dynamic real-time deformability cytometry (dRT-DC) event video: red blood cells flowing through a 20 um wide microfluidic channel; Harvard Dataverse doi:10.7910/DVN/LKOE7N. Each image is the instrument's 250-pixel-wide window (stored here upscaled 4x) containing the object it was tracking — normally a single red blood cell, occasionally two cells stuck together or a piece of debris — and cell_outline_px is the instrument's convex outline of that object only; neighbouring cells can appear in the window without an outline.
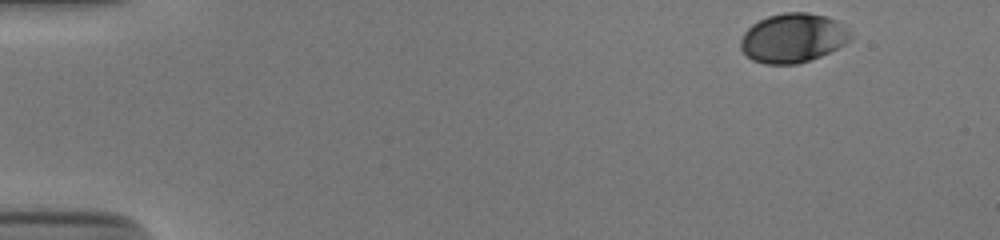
{"species": "human", "species_latin": "Homo sapiens", "temperature_condition": "cold", "stored_images_in_passage": 42, "camera_frame_rate_fps": 3000, "um_per_image_px": 0.085, "donor": {"sex": "male"}, "frame": {"image": 1, "passage_image": 1, "time_ms": 0.0, "image_size_px": [1000, 240], "cell_outline_px": [[852, 36], [844, 44], [820, 56], [796, 64], [764, 64], [752, 60], [740, 48], [740, 40], [744, 32], [752, 24], [768, 16], [784, 12], [808, 12], [824, 16], [836, 20]], "centroid_in_image_um": [67.34, 3.23], "position_along_channel_um": 17.7, "area_um2": 31.15}}
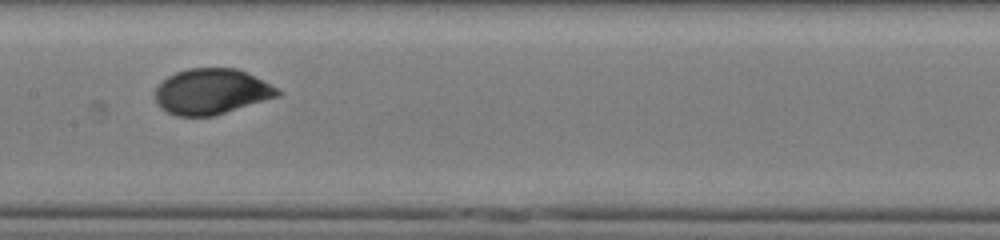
{"frame": {"image": 2, "passage_image": 24, "time_ms": 7.667, "image_size_px": [1000, 240], "cell_outline_px": [[284, 92], [280, 96], [212, 116], [176, 116], [160, 108], [156, 100], [156, 88], [168, 76], [176, 72], [188, 68], [236, 68]], "centroid_in_image_um": [17.96, 7.79], "position_along_channel_um": 189.4, "area_um2": 32.14}}
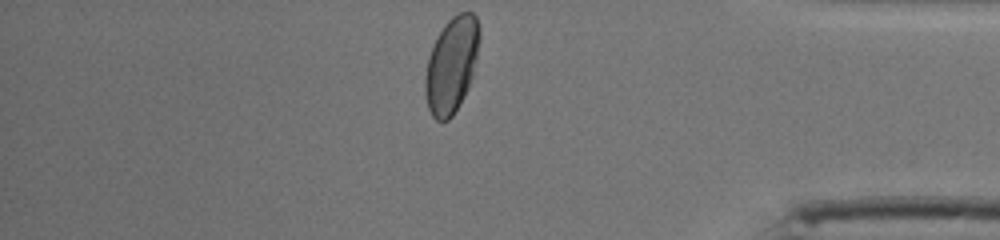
{"frame": {"image": 3, "passage_image": 42, "time_ms": 13.667, "image_size_px": [1000, 240], "cell_outline_px": [[480, 36], [476, 60], [472, 76], [468, 88], [464, 96], [452, 116], [448, 120], [436, 120], [432, 116], [428, 108], [424, 92], [424, 80], [428, 56], [444, 24], [452, 16], [460, 12], [472, 12], [476, 16], [480, 28]], "centroid_in_image_um": [38.38, 5.51], "position_along_channel_um": 396.8, "area_um2": 30.29}, "authors_computed_cell_mechanics": {"area_um2": 32.2235, "velocity_mm_per_s": 3.8553, "shape_relaxation_time_tau1_ms": 3.4748, "shape_relaxation_time_tau2_ms": null, "deformation_change_tau1": 0.1271, "deformation_change_tau2": null}}